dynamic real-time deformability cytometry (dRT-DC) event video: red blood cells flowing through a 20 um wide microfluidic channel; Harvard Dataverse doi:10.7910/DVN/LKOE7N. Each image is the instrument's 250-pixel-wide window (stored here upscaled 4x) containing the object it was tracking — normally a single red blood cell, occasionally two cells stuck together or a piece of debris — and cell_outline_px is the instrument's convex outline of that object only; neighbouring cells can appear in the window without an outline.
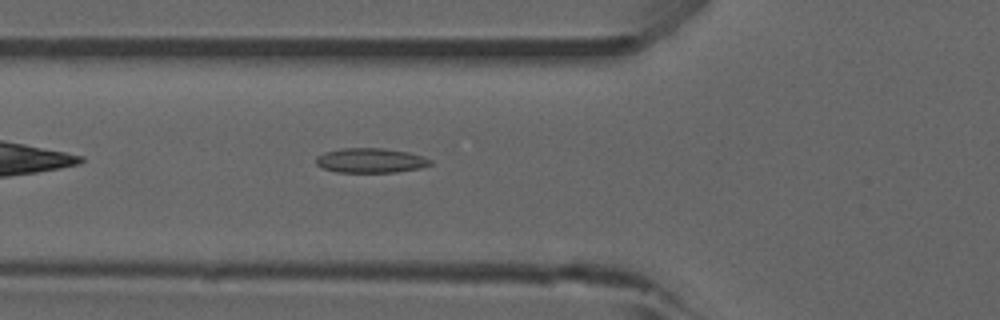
{"species": "common noctule bat (a hibernating species)", "species_latin": "Nyctalus noctula", "temperature_condition": "room temperature", "stored_images_in_passage": 36, "camera_frame_rate_fps": 3000, "um_per_image_px": 0.085, "animal": {"sex": "male", "forearm_length_mm": 52.5}, "frame": {"image": 1, "passage_image": 6, "time_ms": 1.667, "image_size_px": [1000, 320], "cell_outline_px": [[432, 164], [420, 168], [396, 172], [336, 172], [320, 168], [316, 164], [316, 156], [324, 152], [340, 148], [384, 148], [408, 152], [424, 156], [432, 160]], "centroid_in_image_um": [31.48, 13.64], "position_along_channel_um": 94.3, "area_um2": 16.65}}